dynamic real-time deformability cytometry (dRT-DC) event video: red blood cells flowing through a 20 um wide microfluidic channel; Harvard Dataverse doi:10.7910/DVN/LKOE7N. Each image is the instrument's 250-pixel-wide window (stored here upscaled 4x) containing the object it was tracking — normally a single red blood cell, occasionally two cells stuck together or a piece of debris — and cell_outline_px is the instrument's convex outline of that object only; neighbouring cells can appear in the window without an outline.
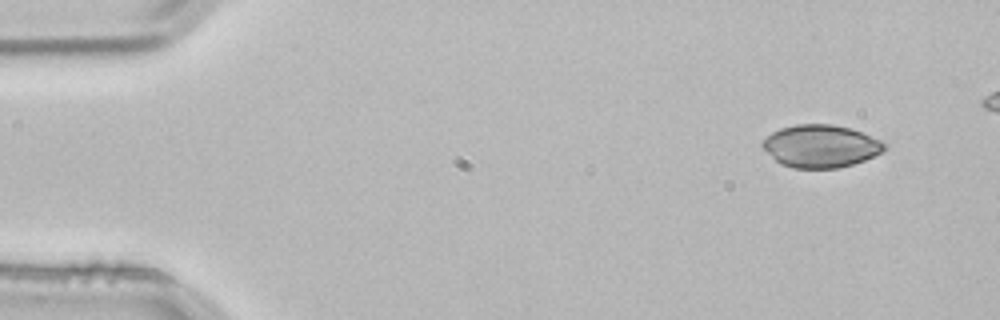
{"species": "common noctule bat (a hibernating species)", "species_latin": "Nyctalus noctula", "temperature_condition": "room temperature", "stored_images_in_passage": 3, "camera_frame_rate_fps": 3000, "um_per_image_px": 0.085, "animal": {"sex": "male", "body_mass_g": 21.5, "forearm_length_mm": 52.0}, "frame": {"image": 1, "passage_image": 1, "time_ms": 0.0, "image_size_px": [1000, 320], "cell_outline_px": [[888, 148], [884, 152], [864, 160], [852, 164], [836, 168], [792, 168], [780, 164], [760, 144], [772, 132], [780, 128], [796, 124], [832, 124], [848, 128], [884, 140], [888, 144]], "centroid_in_image_um": [69.81, 12.42], "position_along_channel_um": 15.2, "area_um2": 30.35}}